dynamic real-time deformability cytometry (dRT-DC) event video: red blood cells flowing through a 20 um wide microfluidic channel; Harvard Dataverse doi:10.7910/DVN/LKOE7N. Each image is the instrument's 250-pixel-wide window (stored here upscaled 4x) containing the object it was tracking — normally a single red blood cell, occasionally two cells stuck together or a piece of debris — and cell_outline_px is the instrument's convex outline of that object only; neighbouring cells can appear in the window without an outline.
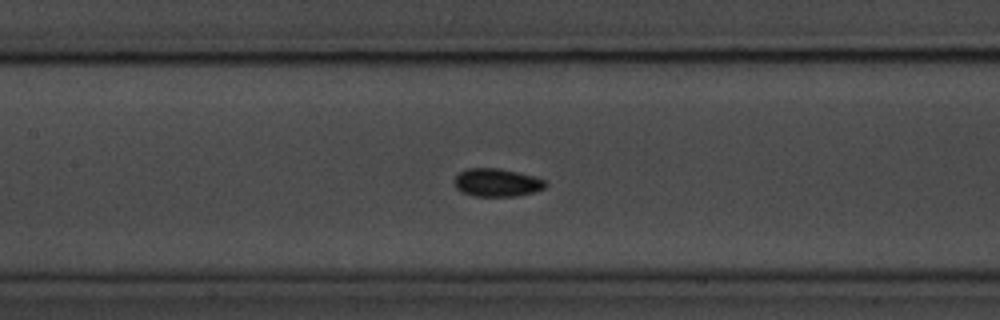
{"species": "common noctule bat (a hibernating species)", "species_latin": "Nyctalus noctula", "temperature_condition": "room temperature", "stored_images_in_passage": 56, "camera_frame_rate_fps": 3000, "um_per_image_px": 0.085, "animal": {"sex": "male", "body_mass_g": 20.1, "forearm_length_mm": 53.5}, "frame": {"image": 1, "passage_image": 25, "time_ms": 8.0, "image_size_px": [1000, 320], "cell_outline_px": [[548, 184], [544, 188], [532, 192], [516, 196], [472, 196], [460, 192], [456, 188], [452, 180], [460, 172], [468, 168], [500, 168], [536, 176], [548, 180]], "centroid_in_image_um": [42.24, 15.51], "position_along_channel_um": 165.2, "area_um2": 15.2}, "authors_computed_cell_mechanics": {"area_um2": 14.3344, "velocity_mm_per_s": 3.5969, "shape_relaxation_time_tau1_ms": null, "shape_relaxation_time_tau2_ms": 3.747, "deformation_change_tau1": null, "deformation_change_tau2": 0.0462}}